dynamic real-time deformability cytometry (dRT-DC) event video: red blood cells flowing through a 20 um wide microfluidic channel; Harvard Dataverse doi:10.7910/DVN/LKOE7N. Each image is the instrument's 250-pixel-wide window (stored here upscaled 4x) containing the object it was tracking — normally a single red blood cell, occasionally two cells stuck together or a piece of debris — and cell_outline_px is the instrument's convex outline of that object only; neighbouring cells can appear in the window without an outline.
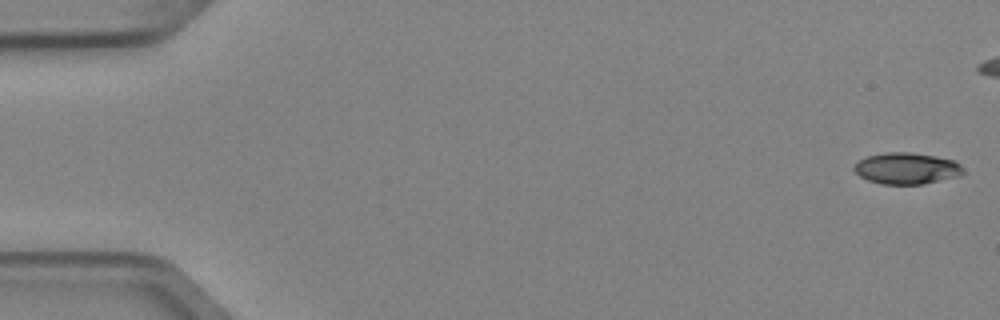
{"species": "Egyptian fruit bat (a non-hibernating species)", "species_latin": "Rousettus aegyptiacus", "temperature_condition": "cold", "stored_images_in_passage": 6, "camera_frame_rate_fps": 3000, "um_per_image_px": 0.085, "animal": {"sex": "female"}, "frame": {"image": 1, "passage_image": 1, "time_ms": 0.0, "image_size_px": [1000, 320], "cell_outline_px": [[964, 172], [960, 176], [924, 184], [880, 184], [868, 180], [860, 176], [852, 168], [860, 160], [868, 156], [888, 152], [912, 152], [936, 156], [956, 160], [964, 168]], "centroid_in_image_um": [77.12, 14.31], "position_along_channel_um": 7.9, "area_um2": 20.11}}